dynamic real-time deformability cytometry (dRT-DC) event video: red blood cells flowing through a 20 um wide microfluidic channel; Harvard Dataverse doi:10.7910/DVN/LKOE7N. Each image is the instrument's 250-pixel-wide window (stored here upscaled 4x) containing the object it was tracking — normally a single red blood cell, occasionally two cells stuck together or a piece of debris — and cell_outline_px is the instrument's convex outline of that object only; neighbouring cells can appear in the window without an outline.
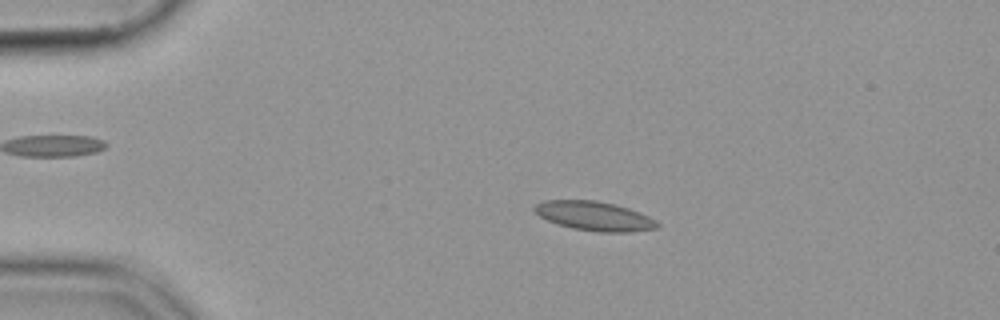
{"species": "common noctule bat (a hibernating species)", "species_latin": "Nyctalus noctula", "temperature_condition": "cold", "stored_images_in_passage": 47, "camera_frame_rate_fps": 3000, "um_per_image_px": 0.085, "animal": {"sex": "female", "body_mass_g": 19.9}, "frame": {"image": 1, "passage_image": 4, "time_ms": 1.0, "image_size_px": [1000, 320], "cell_outline_px": [[660, 224], [656, 228], [632, 232], [596, 232], [572, 228], [556, 224], [540, 216], [532, 208], [536, 204], [544, 200], [596, 200], [628, 208], [640, 212], [656, 220]], "centroid_in_image_um": [50.52, 18.37], "position_along_channel_um": 34.5, "area_um2": 20.92}}
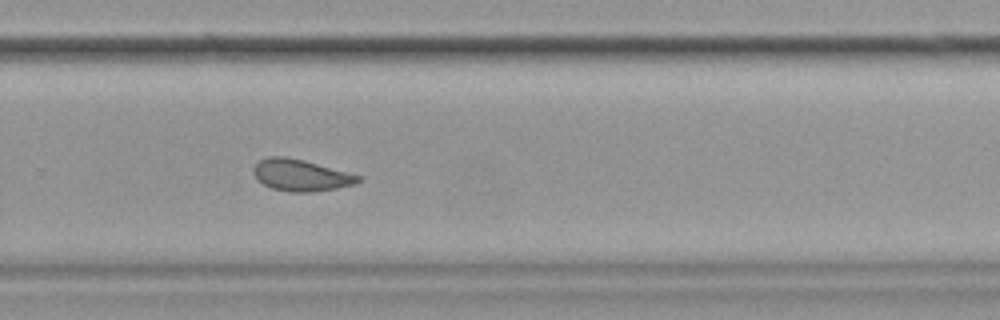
{"frame": {"image": 2, "passage_image": 30, "time_ms": 9.667, "image_size_px": [1000, 320], "cell_outline_px": [[360, 180], [356, 184], [336, 188], [308, 192], [292, 192], [272, 188], [256, 180], [252, 172], [252, 168], [260, 160], [268, 156], [284, 156], [304, 160], [360, 176]], "centroid_in_image_um": [25.51, 14.89], "position_along_channel_um": 304.3, "area_um2": 19.13}}
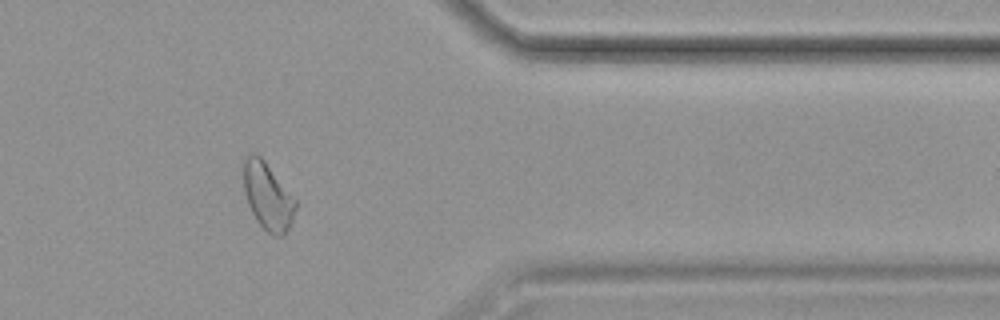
{"frame": {"image": 3, "passage_image": 38, "time_ms": 12.333, "image_size_px": [1000, 320], "cell_outline_px": [[296, 208], [292, 224], [284, 236], [272, 236], [256, 220], [248, 204], [244, 192], [244, 160], [252, 152], [256, 152], [264, 160], [296, 200]], "centroid_in_image_um": [22.77, 16.71], "position_along_channel_um": 388.6, "area_um2": 20.29}}